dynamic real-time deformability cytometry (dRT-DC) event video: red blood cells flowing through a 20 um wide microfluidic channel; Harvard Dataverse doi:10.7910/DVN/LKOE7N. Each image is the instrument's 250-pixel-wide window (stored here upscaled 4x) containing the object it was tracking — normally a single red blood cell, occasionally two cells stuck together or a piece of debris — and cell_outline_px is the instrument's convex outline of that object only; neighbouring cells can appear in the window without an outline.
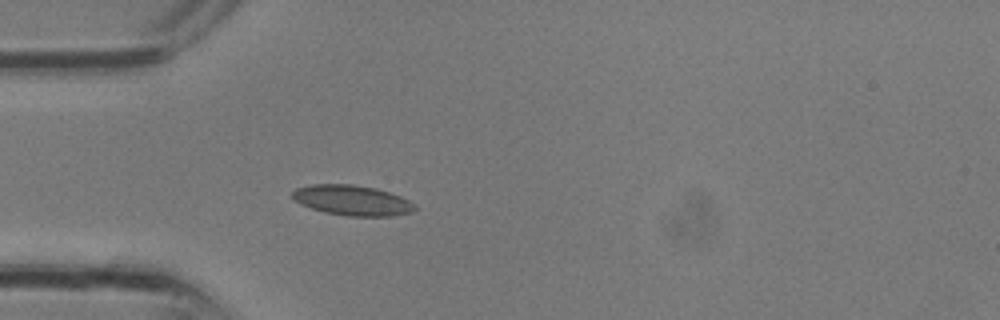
{"species": "common noctule bat (a hibernating species)", "species_latin": "Nyctalus noctula", "temperature_condition": "room temperature", "stored_images_in_passage": 25, "camera_frame_rate_fps": 3000, "um_per_image_px": 0.085, "animal": {"sex": "male", "body_mass_g": 13.3}, "frame": {"image": 1, "passage_image": 4, "time_ms": 1.0, "image_size_px": [1000, 320], "cell_outline_px": [[416, 208], [408, 212], [388, 216], [352, 216], [328, 212], [312, 208], [300, 204], [292, 196], [292, 192], [296, 188], [312, 184], [348, 184], [372, 188], [388, 192], [400, 196], [408, 200]], "centroid_in_image_um": [29.89, 17.02], "position_along_channel_um": 55.1, "area_um2": 20.92}}
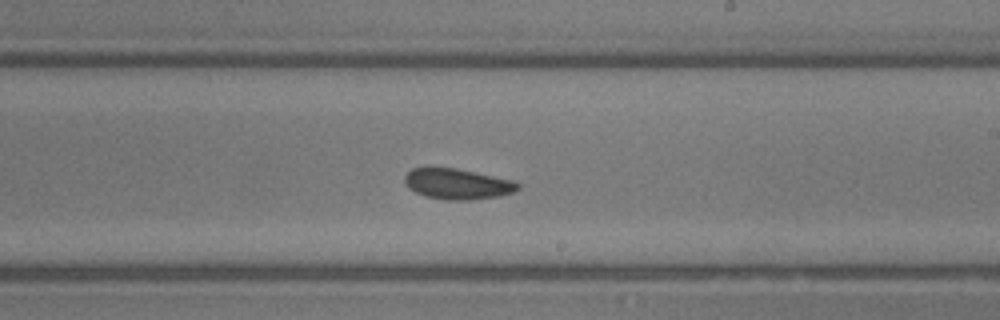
{"frame": {"image": 2, "passage_image": 13, "time_ms": 4.0, "image_size_px": [1000, 320], "cell_outline_px": [[520, 188], [512, 192], [496, 196], [468, 200], [448, 200], [428, 196], [416, 192], [408, 188], [404, 180], [404, 176], [412, 168], [456, 168], [508, 180], [520, 184]], "centroid_in_image_um": [38.83, 15.64], "position_along_channel_um": 250.2, "area_um2": 19.59}}
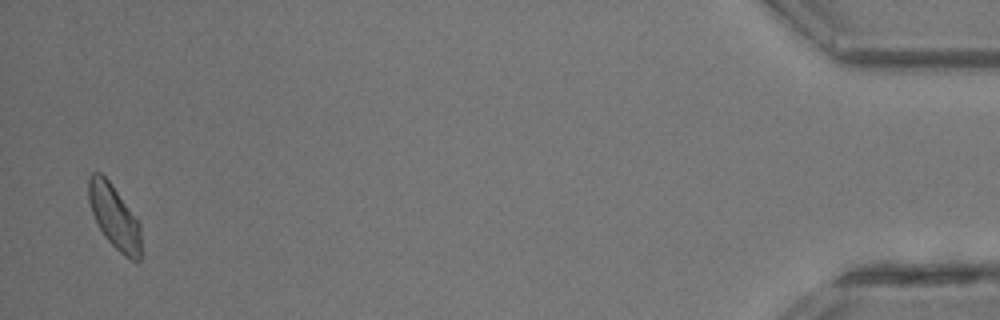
{"frame": {"image": 3, "passage_image": 25, "time_ms": 8.0, "image_size_px": [1000, 320], "cell_outline_px": [[140, 260], [132, 260], [120, 252], [104, 236], [92, 212], [88, 200], [88, 176], [92, 172], [100, 172], [108, 180], [140, 224]], "centroid_in_image_um": [9.69, 18.4], "position_along_channel_um": 425.5, "area_um2": 18.96}}